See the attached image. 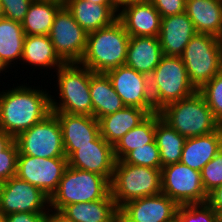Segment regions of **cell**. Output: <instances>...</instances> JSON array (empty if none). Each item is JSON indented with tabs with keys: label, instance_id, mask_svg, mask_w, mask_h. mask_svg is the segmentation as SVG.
Masks as SVG:
<instances>
[{
	"label": "cell",
	"instance_id": "cell-49",
	"mask_svg": "<svg viewBox=\"0 0 222 222\" xmlns=\"http://www.w3.org/2000/svg\"><path fill=\"white\" fill-rule=\"evenodd\" d=\"M218 220L222 222V210L218 213Z\"/></svg>",
	"mask_w": 222,
	"mask_h": 222
},
{
	"label": "cell",
	"instance_id": "cell-16",
	"mask_svg": "<svg viewBox=\"0 0 222 222\" xmlns=\"http://www.w3.org/2000/svg\"><path fill=\"white\" fill-rule=\"evenodd\" d=\"M68 166L94 172L104 176L109 182L115 165L114 148L101 135L89 145L76 146V150L67 158Z\"/></svg>",
	"mask_w": 222,
	"mask_h": 222
},
{
	"label": "cell",
	"instance_id": "cell-39",
	"mask_svg": "<svg viewBox=\"0 0 222 222\" xmlns=\"http://www.w3.org/2000/svg\"><path fill=\"white\" fill-rule=\"evenodd\" d=\"M45 213H11L5 216V222H43Z\"/></svg>",
	"mask_w": 222,
	"mask_h": 222
},
{
	"label": "cell",
	"instance_id": "cell-37",
	"mask_svg": "<svg viewBox=\"0 0 222 222\" xmlns=\"http://www.w3.org/2000/svg\"><path fill=\"white\" fill-rule=\"evenodd\" d=\"M33 0H0L4 17L22 22Z\"/></svg>",
	"mask_w": 222,
	"mask_h": 222
},
{
	"label": "cell",
	"instance_id": "cell-41",
	"mask_svg": "<svg viewBox=\"0 0 222 222\" xmlns=\"http://www.w3.org/2000/svg\"><path fill=\"white\" fill-rule=\"evenodd\" d=\"M43 222H71L60 211L49 209L45 215Z\"/></svg>",
	"mask_w": 222,
	"mask_h": 222
},
{
	"label": "cell",
	"instance_id": "cell-3",
	"mask_svg": "<svg viewBox=\"0 0 222 222\" xmlns=\"http://www.w3.org/2000/svg\"><path fill=\"white\" fill-rule=\"evenodd\" d=\"M55 73V95L59 100L51 95V111L92 116L90 78L94 72L79 62H72L64 63Z\"/></svg>",
	"mask_w": 222,
	"mask_h": 222
},
{
	"label": "cell",
	"instance_id": "cell-23",
	"mask_svg": "<svg viewBox=\"0 0 222 222\" xmlns=\"http://www.w3.org/2000/svg\"><path fill=\"white\" fill-rule=\"evenodd\" d=\"M149 115L146 110L139 107L125 106L98 120L100 135L114 147L128 131L138 126Z\"/></svg>",
	"mask_w": 222,
	"mask_h": 222
},
{
	"label": "cell",
	"instance_id": "cell-8",
	"mask_svg": "<svg viewBox=\"0 0 222 222\" xmlns=\"http://www.w3.org/2000/svg\"><path fill=\"white\" fill-rule=\"evenodd\" d=\"M180 57L197 90L222 71V50L217 36L196 33Z\"/></svg>",
	"mask_w": 222,
	"mask_h": 222
},
{
	"label": "cell",
	"instance_id": "cell-46",
	"mask_svg": "<svg viewBox=\"0 0 222 222\" xmlns=\"http://www.w3.org/2000/svg\"><path fill=\"white\" fill-rule=\"evenodd\" d=\"M7 69H9V68L2 62V60L0 58V73L4 74V75L6 72L9 73V71H6Z\"/></svg>",
	"mask_w": 222,
	"mask_h": 222
},
{
	"label": "cell",
	"instance_id": "cell-47",
	"mask_svg": "<svg viewBox=\"0 0 222 222\" xmlns=\"http://www.w3.org/2000/svg\"><path fill=\"white\" fill-rule=\"evenodd\" d=\"M4 17V12H3V8H2V4L0 2V19Z\"/></svg>",
	"mask_w": 222,
	"mask_h": 222
},
{
	"label": "cell",
	"instance_id": "cell-34",
	"mask_svg": "<svg viewBox=\"0 0 222 222\" xmlns=\"http://www.w3.org/2000/svg\"><path fill=\"white\" fill-rule=\"evenodd\" d=\"M121 161L136 166L161 168L159 148L155 140L130 151Z\"/></svg>",
	"mask_w": 222,
	"mask_h": 222
},
{
	"label": "cell",
	"instance_id": "cell-33",
	"mask_svg": "<svg viewBox=\"0 0 222 222\" xmlns=\"http://www.w3.org/2000/svg\"><path fill=\"white\" fill-rule=\"evenodd\" d=\"M179 222H219L218 213L207 203L179 205Z\"/></svg>",
	"mask_w": 222,
	"mask_h": 222
},
{
	"label": "cell",
	"instance_id": "cell-44",
	"mask_svg": "<svg viewBox=\"0 0 222 222\" xmlns=\"http://www.w3.org/2000/svg\"><path fill=\"white\" fill-rule=\"evenodd\" d=\"M86 1H91L92 3L95 4H105L118 16L119 11L116 9L113 0H86Z\"/></svg>",
	"mask_w": 222,
	"mask_h": 222
},
{
	"label": "cell",
	"instance_id": "cell-11",
	"mask_svg": "<svg viewBox=\"0 0 222 222\" xmlns=\"http://www.w3.org/2000/svg\"><path fill=\"white\" fill-rule=\"evenodd\" d=\"M48 36L55 52L65 63L80 62L88 33L76 22L67 7H61L56 13Z\"/></svg>",
	"mask_w": 222,
	"mask_h": 222
},
{
	"label": "cell",
	"instance_id": "cell-25",
	"mask_svg": "<svg viewBox=\"0 0 222 222\" xmlns=\"http://www.w3.org/2000/svg\"><path fill=\"white\" fill-rule=\"evenodd\" d=\"M185 12L197 33L219 36L222 31V0H186Z\"/></svg>",
	"mask_w": 222,
	"mask_h": 222
},
{
	"label": "cell",
	"instance_id": "cell-31",
	"mask_svg": "<svg viewBox=\"0 0 222 222\" xmlns=\"http://www.w3.org/2000/svg\"><path fill=\"white\" fill-rule=\"evenodd\" d=\"M156 113L150 114L138 126L128 131L113 147L116 161L122 160L130 151L155 139Z\"/></svg>",
	"mask_w": 222,
	"mask_h": 222
},
{
	"label": "cell",
	"instance_id": "cell-5",
	"mask_svg": "<svg viewBox=\"0 0 222 222\" xmlns=\"http://www.w3.org/2000/svg\"><path fill=\"white\" fill-rule=\"evenodd\" d=\"M110 193L119 209L125 203L161 193V168H150L116 161Z\"/></svg>",
	"mask_w": 222,
	"mask_h": 222
},
{
	"label": "cell",
	"instance_id": "cell-15",
	"mask_svg": "<svg viewBox=\"0 0 222 222\" xmlns=\"http://www.w3.org/2000/svg\"><path fill=\"white\" fill-rule=\"evenodd\" d=\"M178 205L167 195L131 200L119 208V222H170L177 217Z\"/></svg>",
	"mask_w": 222,
	"mask_h": 222
},
{
	"label": "cell",
	"instance_id": "cell-38",
	"mask_svg": "<svg viewBox=\"0 0 222 222\" xmlns=\"http://www.w3.org/2000/svg\"><path fill=\"white\" fill-rule=\"evenodd\" d=\"M160 13L161 18L185 12L186 0H148Z\"/></svg>",
	"mask_w": 222,
	"mask_h": 222
},
{
	"label": "cell",
	"instance_id": "cell-42",
	"mask_svg": "<svg viewBox=\"0 0 222 222\" xmlns=\"http://www.w3.org/2000/svg\"><path fill=\"white\" fill-rule=\"evenodd\" d=\"M13 141L14 138L11 135L0 130V155Z\"/></svg>",
	"mask_w": 222,
	"mask_h": 222
},
{
	"label": "cell",
	"instance_id": "cell-14",
	"mask_svg": "<svg viewBox=\"0 0 222 222\" xmlns=\"http://www.w3.org/2000/svg\"><path fill=\"white\" fill-rule=\"evenodd\" d=\"M106 74L125 106L139 107L149 114L156 113L150 93L149 76L127 65L111 69Z\"/></svg>",
	"mask_w": 222,
	"mask_h": 222
},
{
	"label": "cell",
	"instance_id": "cell-29",
	"mask_svg": "<svg viewBox=\"0 0 222 222\" xmlns=\"http://www.w3.org/2000/svg\"><path fill=\"white\" fill-rule=\"evenodd\" d=\"M24 38L21 22L5 17L0 19V58L8 68L21 63Z\"/></svg>",
	"mask_w": 222,
	"mask_h": 222
},
{
	"label": "cell",
	"instance_id": "cell-19",
	"mask_svg": "<svg viewBox=\"0 0 222 222\" xmlns=\"http://www.w3.org/2000/svg\"><path fill=\"white\" fill-rule=\"evenodd\" d=\"M196 33L194 24L186 12L161 18L158 39L163 55L181 56Z\"/></svg>",
	"mask_w": 222,
	"mask_h": 222
},
{
	"label": "cell",
	"instance_id": "cell-18",
	"mask_svg": "<svg viewBox=\"0 0 222 222\" xmlns=\"http://www.w3.org/2000/svg\"><path fill=\"white\" fill-rule=\"evenodd\" d=\"M117 19L123 24L125 31L130 37H158L159 35L161 16L149 1L123 7L118 12Z\"/></svg>",
	"mask_w": 222,
	"mask_h": 222
},
{
	"label": "cell",
	"instance_id": "cell-28",
	"mask_svg": "<svg viewBox=\"0 0 222 222\" xmlns=\"http://www.w3.org/2000/svg\"><path fill=\"white\" fill-rule=\"evenodd\" d=\"M185 137L166 123L156 112L155 142L159 148L161 168L180 162Z\"/></svg>",
	"mask_w": 222,
	"mask_h": 222
},
{
	"label": "cell",
	"instance_id": "cell-43",
	"mask_svg": "<svg viewBox=\"0 0 222 222\" xmlns=\"http://www.w3.org/2000/svg\"><path fill=\"white\" fill-rule=\"evenodd\" d=\"M148 0H113V3L118 11H120L123 7L130 5V4H135L139 2H146Z\"/></svg>",
	"mask_w": 222,
	"mask_h": 222
},
{
	"label": "cell",
	"instance_id": "cell-32",
	"mask_svg": "<svg viewBox=\"0 0 222 222\" xmlns=\"http://www.w3.org/2000/svg\"><path fill=\"white\" fill-rule=\"evenodd\" d=\"M198 91L205 98L216 121L222 126V71L206 82Z\"/></svg>",
	"mask_w": 222,
	"mask_h": 222
},
{
	"label": "cell",
	"instance_id": "cell-9",
	"mask_svg": "<svg viewBox=\"0 0 222 222\" xmlns=\"http://www.w3.org/2000/svg\"><path fill=\"white\" fill-rule=\"evenodd\" d=\"M14 140L18 147V155L40 158L66 157L61 126L53 112L20 133Z\"/></svg>",
	"mask_w": 222,
	"mask_h": 222
},
{
	"label": "cell",
	"instance_id": "cell-20",
	"mask_svg": "<svg viewBox=\"0 0 222 222\" xmlns=\"http://www.w3.org/2000/svg\"><path fill=\"white\" fill-rule=\"evenodd\" d=\"M163 56L158 37H130L125 65L150 76Z\"/></svg>",
	"mask_w": 222,
	"mask_h": 222
},
{
	"label": "cell",
	"instance_id": "cell-21",
	"mask_svg": "<svg viewBox=\"0 0 222 222\" xmlns=\"http://www.w3.org/2000/svg\"><path fill=\"white\" fill-rule=\"evenodd\" d=\"M222 148V126L215 132L185 139L180 162L201 172Z\"/></svg>",
	"mask_w": 222,
	"mask_h": 222
},
{
	"label": "cell",
	"instance_id": "cell-24",
	"mask_svg": "<svg viewBox=\"0 0 222 222\" xmlns=\"http://www.w3.org/2000/svg\"><path fill=\"white\" fill-rule=\"evenodd\" d=\"M60 212L71 222H119V209L111 193L104 199L66 205Z\"/></svg>",
	"mask_w": 222,
	"mask_h": 222
},
{
	"label": "cell",
	"instance_id": "cell-10",
	"mask_svg": "<svg viewBox=\"0 0 222 222\" xmlns=\"http://www.w3.org/2000/svg\"><path fill=\"white\" fill-rule=\"evenodd\" d=\"M161 193L167 195L178 206L205 203L208 200L201 172L181 162L161 168Z\"/></svg>",
	"mask_w": 222,
	"mask_h": 222
},
{
	"label": "cell",
	"instance_id": "cell-48",
	"mask_svg": "<svg viewBox=\"0 0 222 222\" xmlns=\"http://www.w3.org/2000/svg\"><path fill=\"white\" fill-rule=\"evenodd\" d=\"M218 40H219V44H220V47L222 50V31H221L220 35L218 36Z\"/></svg>",
	"mask_w": 222,
	"mask_h": 222
},
{
	"label": "cell",
	"instance_id": "cell-50",
	"mask_svg": "<svg viewBox=\"0 0 222 222\" xmlns=\"http://www.w3.org/2000/svg\"><path fill=\"white\" fill-rule=\"evenodd\" d=\"M0 222H5V216L0 212Z\"/></svg>",
	"mask_w": 222,
	"mask_h": 222
},
{
	"label": "cell",
	"instance_id": "cell-13",
	"mask_svg": "<svg viewBox=\"0 0 222 222\" xmlns=\"http://www.w3.org/2000/svg\"><path fill=\"white\" fill-rule=\"evenodd\" d=\"M50 209L49 197L32 184L16 175L0 184V212L46 213Z\"/></svg>",
	"mask_w": 222,
	"mask_h": 222
},
{
	"label": "cell",
	"instance_id": "cell-27",
	"mask_svg": "<svg viewBox=\"0 0 222 222\" xmlns=\"http://www.w3.org/2000/svg\"><path fill=\"white\" fill-rule=\"evenodd\" d=\"M92 116L99 120L125 107L106 73H93L90 78Z\"/></svg>",
	"mask_w": 222,
	"mask_h": 222
},
{
	"label": "cell",
	"instance_id": "cell-2",
	"mask_svg": "<svg viewBox=\"0 0 222 222\" xmlns=\"http://www.w3.org/2000/svg\"><path fill=\"white\" fill-rule=\"evenodd\" d=\"M130 35L117 19L110 26L88 33L80 64L95 73L125 65Z\"/></svg>",
	"mask_w": 222,
	"mask_h": 222
},
{
	"label": "cell",
	"instance_id": "cell-1",
	"mask_svg": "<svg viewBox=\"0 0 222 222\" xmlns=\"http://www.w3.org/2000/svg\"><path fill=\"white\" fill-rule=\"evenodd\" d=\"M0 91V130L14 139L44 120L51 111V94L47 88L12 84ZM19 85V86H18Z\"/></svg>",
	"mask_w": 222,
	"mask_h": 222
},
{
	"label": "cell",
	"instance_id": "cell-6",
	"mask_svg": "<svg viewBox=\"0 0 222 222\" xmlns=\"http://www.w3.org/2000/svg\"><path fill=\"white\" fill-rule=\"evenodd\" d=\"M149 83L156 112L197 91L189 80L185 64L180 56L163 55L160 63L149 76Z\"/></svg>",
	"mask_w": 222,
	"mask_h": 222
},
{
	"label": "cell",
	"instance_id": "cell-26",
	"mask_svg": "<svg viewBox=\"0 0 222 222\" xmlns=\"http://www.w3.org/2000/svg\"><path fill=\"white\" fill-rule=\"evenodd\" d=\"M66 7L87 33L110 26L118 17L107 5L86 0H69Z\"/></svg>",
	"mask_w": 222,
	"mask_h": 222
},
{
	"label": "cell",
	"instance_id": "cell-51",
	"mask_svg": "<svg viewBox=\"0 0 222 222\" xmlns=\"http://www.w3.org/2000/svg\"><path fill=\"white\" fill-rule=\"evenodd\" d=\"M170 222H179V219L176 217L173 221Z\"/></svg>",
	"mask_w": 222,
	"mask_h": 222
},
{
	"label": "cell",
	"instance_id": "cell-7",
	"mask_svg": "<svg viewBox=\"0 0 222 222\" xmlns=\"http://www.w3.org/2000/svg\"><path fill=\"white\" fill-rule=\"evenodd\" d=\"M110 193V182L102 175L67 166L56 191L49 198L50 209L104 199Z\"/></svg>",
	"mask_w": 222,
	"mask_h": 222
},
{
	"label": "cell",
	"instance_id": "cell-35",
	"mask_svg": "<svg viewBox=\"0 0 222 222\" xmlns=\"http://www.w3.org/2000/svg\"><path fill=\"white\" fill-rule=\"evenodd\" d=\"M201 180L207 194L222 185V148L201 170Z\"/></svg>",
	"mask_w": 222,
	"mask_h": 222
},
{
	"label": "cell",
	"instance_id": "cell-12",
	"mask_svg": "<svg viewBox=\"0 0 222 222\" xmlns=\"http://www.w3.org/2000/svg\"><path fill=\"white\" fill-rule=\"evenodd\" d=\"M67 166V157L40 158L18 155L16 176L36 186L50 198Z\"/></svg>",
	"mask_w": 222,
	"mask_h": 222
},
{
	"label": "cell",
	"instance_id": "cell-45",
	"mask_svg": "<svg viewBox=\"0 0 222 222\" xmlns=\"http://www.w3.org/2000/svg\"><path fill=\"white\" fill-rule=\"evenodd\" d=\"M40 1L51 2V3L57 4L61 7H66L69 0H40Z\"/></svg>",
	"mask_w": 222,
	"mask_h": 222
},
{
	"label": "cell",
	"instance_id": "cell-40",
	"mask_svg": "<svg viewBox=\"0 0 222 222\" xmlns=\"http://www.w3.org/2000/svg\"><path fill=\"white\" fill-rule=\"evenodd\" d=\"M207 203L219 213L222 210V185L216 187L208 194Z\"/></svg>",
	"mask_w": 222,
	"mask_h": 222
},
{
	"label": "cell",
	"instance_id": "cell-4",
	"mask_svg": "<svg viewBox=\"0 0 222 222\" xmlns=\"http://www.w3.org/2000/svg\"><path fill=\"white\" fill-rule=\"evenodd\" d=\"M159 113L186 139L210 134L221 126L198 90L189 97L166 105Z\"/></svg>",
	"mask_w": 222,
	"mask_h": 222
},
{
	"label": "cell",
	"instance_id": "cell-17",
	"mask_svg": "<svg viewBox=\"0 0 222 222\" xmlns=\"http://www.w3.org/2000/svg\"><path fill=\"white\" fill-rule=\"evenodd\" d=\"M60 123L65 155L68 158L76 146L89 145L100 135L99 121L88 115L54 113Z\"/></svg>",
	"mask_w": 222,
	"mask_h": 222
},
{
	"label": "cell",
	"instance_id": "cell-22",
	"mask_svg": "<svg viewBox=\"0 0 222 222\" xmlns=\"http://www.w3.org/2000/svg\"><path fill=\"white\" fill-rule=\"evenodd\" d=\"M23 62V63H22ZM65 62L55 52L48 35H25L21 65L57 71ZM31 65V66H30ZM49 68V69H48Z\"/></svg>",
	"mask_w": 222,
	"mask_h": 222
},
{
	"label": "cell",
	"instance_id": "cell-30",
	"mask_svg": "<svg viewBox=\"0 0 222 222\" xmlns=\"http://www.w3.org/2000/svg\"><path fill=\"white\" fill-rule=\"evenodd\" d=\"M60 8L55 3L33 0L21 22L25 35H49Z\"/></svg>",
	"mask_w": 222,
	"mask_h": 222
},
{
	"label": "cell",
	"instance_id": "cell-36",
	"mask_svg": "<svg viewBox=\"0 0 222 222\" xmlns=\"http://www.w3.org/2000/svg\"><path fill=\"white\" fill-rule=\"evenodd\" d=\"M18 147L15 140L0 155V184L16 175Z\"/></svg>",
	"mask_w": 222,
	"mask_h": 222
}]
</instances>
